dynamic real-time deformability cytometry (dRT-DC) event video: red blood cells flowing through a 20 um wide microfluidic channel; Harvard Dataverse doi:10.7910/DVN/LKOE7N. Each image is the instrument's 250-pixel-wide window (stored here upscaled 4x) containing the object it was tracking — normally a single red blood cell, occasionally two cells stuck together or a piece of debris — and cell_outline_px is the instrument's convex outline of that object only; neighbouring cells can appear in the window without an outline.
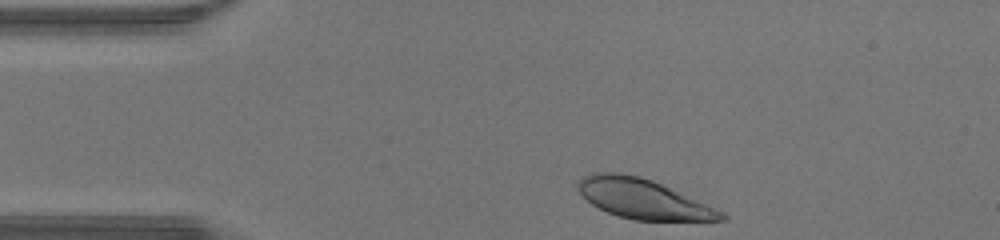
{"species": "human", "species_latin": "Homo sapiens", "temperature_condition": "warm", "stored_images_in_passage": 30, "camera_frame_rate_fps": 3000, "um_per_image_px": 0.085, "donor": {"sex": "male"}, "frame": {"image": 1, "passage_image": 1, "time_ms": 0.0, "image_size_px": [1000, 240], "cell_outline_px": [[728, 216], [724, 220], [632, 220], [608, 212], [592, 204], [576, 188], [576, 184], [580, 176], [592, 172], [620, 172], [652, 180], [724, 212]], "centroid_in_image_um": [54.6, 16.88], "position_along_channel_um": 30.4, "area_um2": 32.77}}
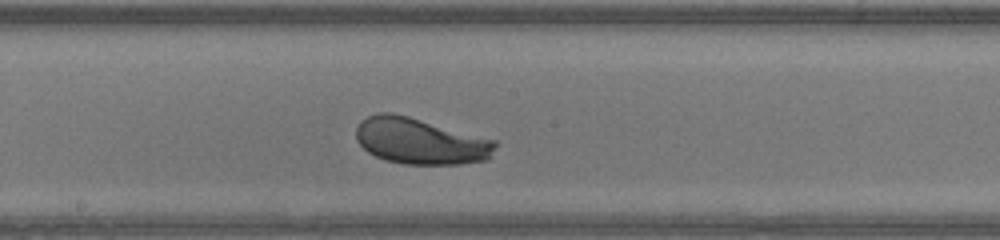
{"frame": {"image": 2, "passage_image": 17, "time_ms": 5.333, "image_size_px": [1000, 240], "cell_outline_px": [[496, 144], [488, 160], [460, 164], [404, 164], [384, 160], [368, 152], [356, 140], [356, 128], [360, 120], [368, 116], [380, 112], [392, 112], [408, 116], [496, 140]], "centroid_in_image_um": [35.7, 11.99], "position_along_channel_um": 212.5, "area_um2": 37.45}}
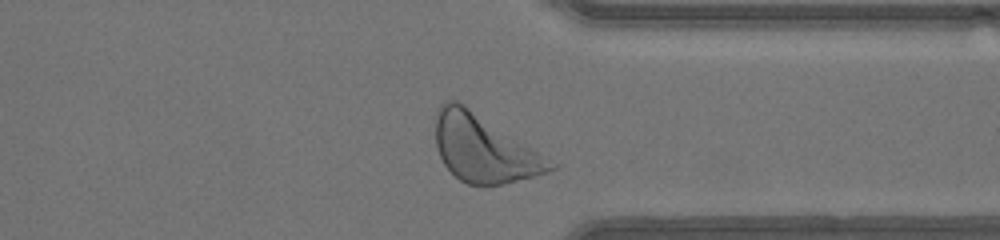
{"frame": {"image": 3, "passage_image": 28, "time_ms": 9.0, "image_size_px": [1000, 240], "cell_outline_px": [[556, 168], [548, 172], [504, 184], [484, 188], [468, 184], [460, 180], [444, 164], [436, 148], [436, 112], [440, 104], [444, 100], [456, 100], [464, 104], [556, 164]], "centroid_in_image_um": [41.08, 12.65], "position_along_channel_um": 370.3, "area_um2": 44.51}, "authors_computed_cell_mechanics": {"area_um2": 37.4544, "velocity_mm_per_s": 4.3845, "shape_relaxation_time_tau1_ms": 0.8444, "shape_relaxation_time_tau2_ms": null, "deformation_change_tau1": 0.1002, "deformation_change_tau2": null}}